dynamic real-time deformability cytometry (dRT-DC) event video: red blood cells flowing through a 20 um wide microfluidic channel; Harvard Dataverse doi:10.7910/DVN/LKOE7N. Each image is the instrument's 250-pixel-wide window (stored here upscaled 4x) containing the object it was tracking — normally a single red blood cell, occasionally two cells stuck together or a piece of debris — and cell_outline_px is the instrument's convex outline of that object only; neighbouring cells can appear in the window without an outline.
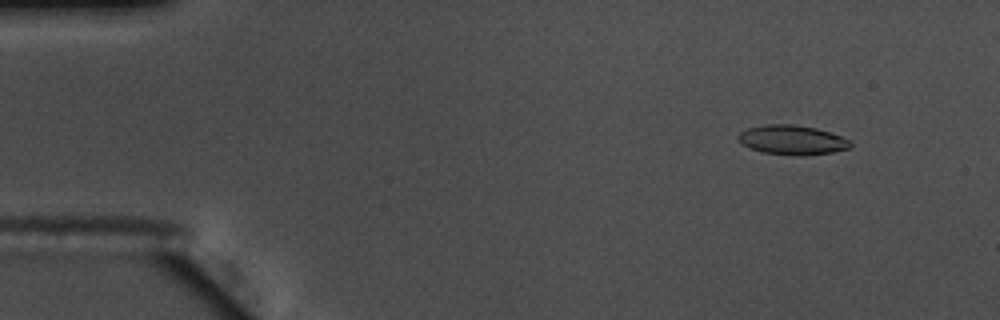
{"species": "common noctule bat (a hibernating species)", "species_latin": "Nyctalus noctula", "temperature_condition": "warm", "stored_images_in_passage": 56, "camera_frame_rate_fps": 3000, "um_per_image_px": 0.085, "animal": {"sex": "male", "body_mass_g": 17.5, "forearm_length_mm": 52.3}, "frame": {"image": 1, "passage_image": 6, "time_ms": 1.667, "image_size_px": [1000, 320], "cell_outline_px": [[852, 148], [832, 152], [800, 156], [792, 156], [764, 152], [752, 148], [744, 144], [736, 136], [740, 132], [748, 128], [764, 124], [792, 124], [816, 128], [840, 136], [848, 140], [852, 144]], "centroid_in_image_um": [67.35, 11.9], "position_along_channel_um": 17.7, "area_um2": 19.13}}
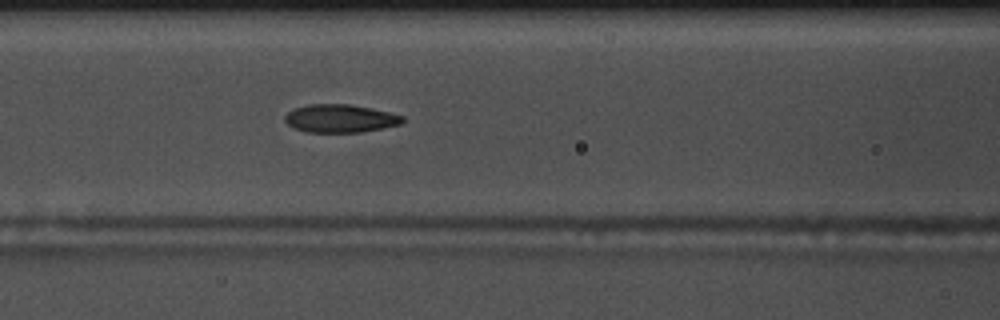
{"frame": {"image": 2, "passage_image": 24, "time_ms": 7.667, "image_size_px": [1000, 320], "cell_outline_px": [[404, 120], [400, 124], [384, 128], [360, 132], [308, 132], [292, 128], [284, 120], [284, 116], [288, 112], [296, 108], [308, 104], [348, 104], [372, 108], [404, 116]], "centroid_in_image_um": [28.91, 10.07], "position_along_channel_um": 137.7, "area_um2": 19.25}}
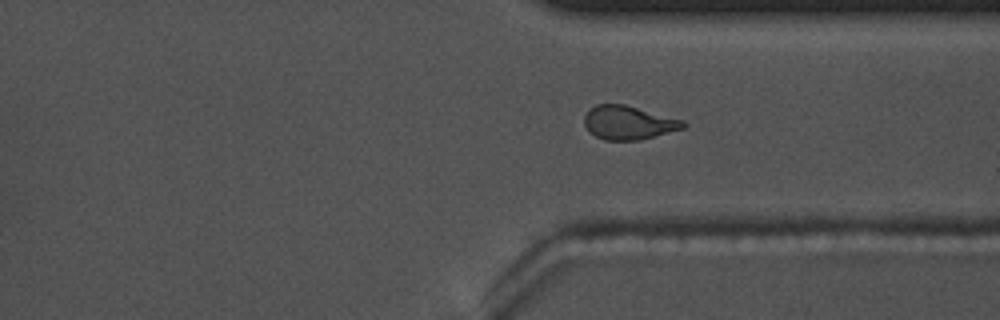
{"frame": {"image": 3, "passage_image": 42, "time_ms": 13.667, "image_size_px": [1000, 320], "cell_outline_px": [[688, 124], [684, 128], [640, 140], [604, 140], [588, 132], [584, 124], [584, 116], [588, 108], [596, 104], [624, 104], [684, 120]], "centroid_in_image_um": [53.4, 10.42], "position_along_channel_um": 358.0, "area_um2": 19.59}, "authors_computed_cell_mechanics": {"area_um2": 19.5364, "velocity_mm_per_s": 3.6747, "shape_relaxation_time_tau1_ms": 5.4885, "shape_relaxation_time_tau2_ms": 2.0477, "deformation_change_tau1": 0.1826, "deformation_change_tau2": 0.0935}}